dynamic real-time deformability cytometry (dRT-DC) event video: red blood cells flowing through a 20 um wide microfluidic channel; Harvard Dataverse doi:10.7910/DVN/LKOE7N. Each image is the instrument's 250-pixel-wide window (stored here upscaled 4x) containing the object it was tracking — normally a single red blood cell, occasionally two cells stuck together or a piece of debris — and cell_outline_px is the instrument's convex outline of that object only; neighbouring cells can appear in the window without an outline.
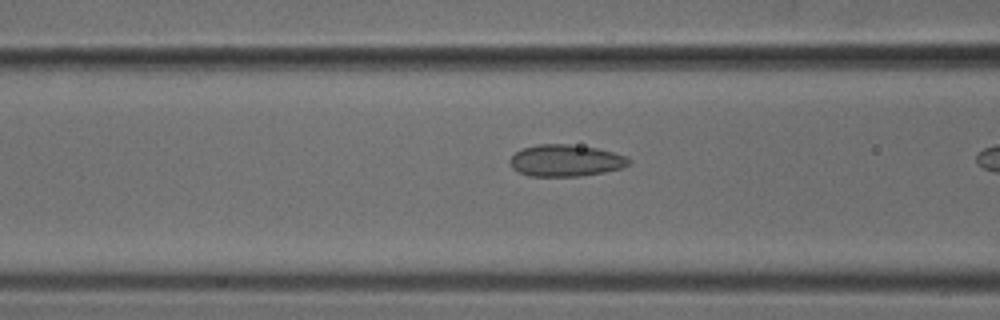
{"species": "common noctule bat (a hibernating species)", "species_latin": "Nyctalus noctula", "temperature_condition": "cold", "stored_images_in_passage": 11, "camera_frame_rate_fps": 3000, "um_per_image_px": 0.085, "animal": {"sex": "male", "body_mass_g": 18.8}, "frame": {"image": 1, "passage_image": 10, "time_ms": 3.0, "image_size_px": [1000, 320], "cell_outline_px": [[632, 160], [624, 168], [604, 172], [580, 176], [528, 176], [512, 168], [508, 160], [516, 152], [524, 148], [536, 144], [568, 144], [596, 148], [628, 156]], "centroid_in_image_um": [48.1, 13.65], "position_along_channel_um": 118.5, "area_um2": 22.08}}